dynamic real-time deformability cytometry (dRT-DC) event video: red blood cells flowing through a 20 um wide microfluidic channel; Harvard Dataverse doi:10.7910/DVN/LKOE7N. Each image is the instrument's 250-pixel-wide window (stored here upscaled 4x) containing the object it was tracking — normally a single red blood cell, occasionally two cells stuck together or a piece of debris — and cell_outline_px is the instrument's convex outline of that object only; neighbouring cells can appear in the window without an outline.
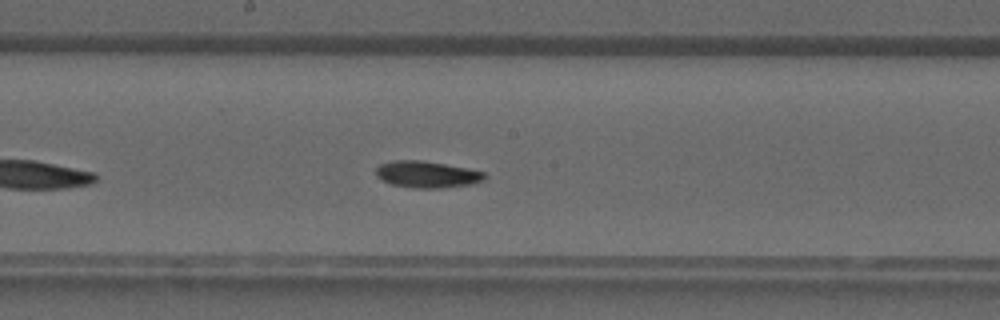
{"species": "common noctule bat (a hibernating species)", "species_latin": "Nyctalus noctula", "temperature_condition": "warm", "stored_images_in_passage": 25, "camera_frame_rate_fps": 3000, "um_per_image_px": 0.085, "animal": {"sex": "male", "forearm_length_mm": 52.5}, "frame": {"image": 1, "passage_image": 11, "time_ms": 3.333, "image_size_px": [1000, 320], "cell_outline_px": [[488, 176], [484, 180], [472, 184], [440, 188], [416, 188], [392, 184], [376, 176], [376, 168], [380, 164], [392, 160], [420, 160], [468, 168], [484, 172]], "centroid_in_image_um": [36.31, 14.82], "position_along_channel_um": 211.9, "area_um2": 16.82}}